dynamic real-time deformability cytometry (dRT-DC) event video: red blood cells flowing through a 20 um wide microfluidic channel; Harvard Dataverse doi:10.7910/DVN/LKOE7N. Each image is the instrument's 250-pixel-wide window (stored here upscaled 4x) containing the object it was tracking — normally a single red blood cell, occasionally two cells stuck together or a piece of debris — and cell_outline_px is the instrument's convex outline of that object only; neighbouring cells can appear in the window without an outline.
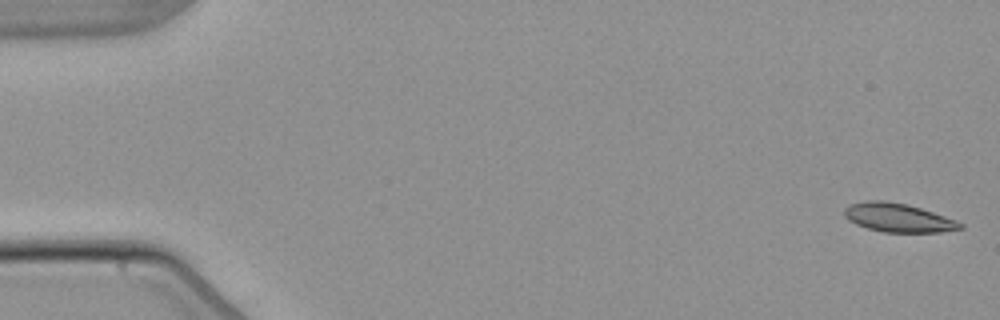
{"species": "common noctule bat (a hibernating species)", "species_latin": "Nyctalus noctula", "temperature_condition": "warm", "stored_images_in_passage": 4, "camera_frame_rate_fps": 3000, "um_per_image_px": 0.085, "animal": {"sex": "male", "body_mass_g": 21.5, "forearm_length_mm": 52.0}, "frame": {"image": 1, "passage_image": 1, "time_ms": 0.0, "image_size_px": [1000, 320], "cell_outline_px": [[964, 228], [940, 232], [884, 232], [868, 228], [856, 224], [848, 220], [844, 216], [844, 208], [848, 204], [868, 200], [884, 200], [908, 204], [956, 220], [964, 224]], "centroid_in_image_um": [76.32, 18.49], "position_along_channel_um": 8.7, "area_um2": 19.42}}
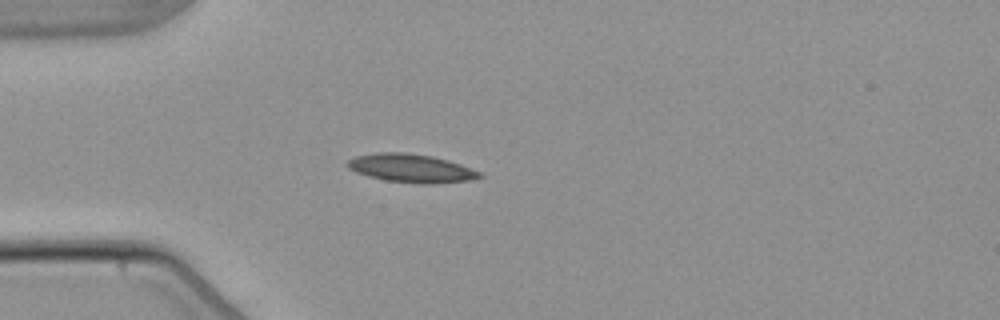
{"frame": {"image": 2, "passage_image": 4, "time_ms": 4.667, "image_size_px": [1000, 320], "cell_outline_px": [[484, 176], [468, 180], [432, 184], [424, 184], [384, 180], [368, 176], [356, 172], [348, 168], [344, 164], [348, 160], [356, 156], [376, 152], [404, 152], [432, 156], [448, 160], [460, 164], [480, 172]], "centroid_in_image_um": [34.9, 14.29], "position_along_channel_um": 50.1, "area_um2": 21.85}}